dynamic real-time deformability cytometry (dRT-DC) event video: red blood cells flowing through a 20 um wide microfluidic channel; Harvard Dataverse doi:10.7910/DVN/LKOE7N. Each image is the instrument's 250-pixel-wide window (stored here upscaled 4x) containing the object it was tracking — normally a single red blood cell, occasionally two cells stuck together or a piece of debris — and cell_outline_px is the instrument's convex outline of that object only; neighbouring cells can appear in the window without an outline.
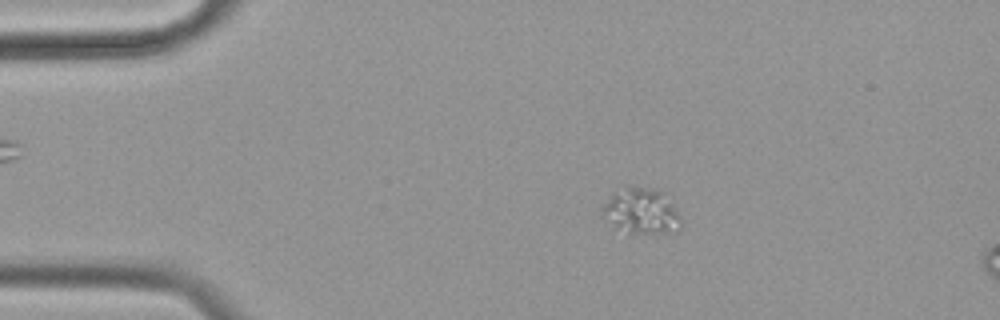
{"species": "common noctule bat (a hibernating species)", "species_latin": "Nyctalus noctula", "temperature_condition": "cold", "stored_images_in_passage": 18, "camera_frame_rate_fps": 3000, "um_per_image_px": 0.085, "animal": {"sex": "female", "body_mass_g": 19.9}, "frame": {"image": 1, "passage_image": 11, "time_ms": 3.333, "image_size_px": [1000, 320], "cell_outline_px": [[680, 228], [676, 232], [628, 232], [616, 228], [600, 208], [612, 192], [624, 184], [628, 184], [656, 188], [664, 192], [676, 212], [680, 220]], "centroid_in_image_um": [54.48, 17.86], "position_along_channel_um": 30.5, "area_um2": 20.92}}